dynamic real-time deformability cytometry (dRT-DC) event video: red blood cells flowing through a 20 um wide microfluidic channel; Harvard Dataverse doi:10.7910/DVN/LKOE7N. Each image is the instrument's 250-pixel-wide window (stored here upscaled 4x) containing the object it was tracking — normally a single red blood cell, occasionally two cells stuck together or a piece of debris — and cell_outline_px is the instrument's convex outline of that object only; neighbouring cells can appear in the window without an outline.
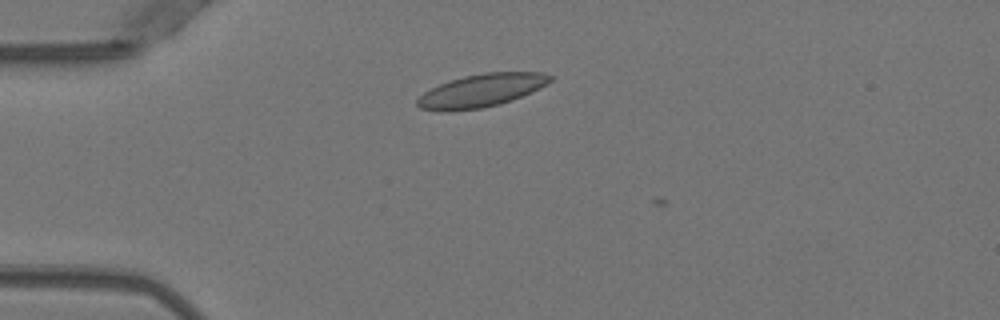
{"species": "Egyptian fruit bat (a non-hibernating species)", "species_latin": "Rousettus aegyptiacus", "temperature_condition": "warm", "stored_images_in_passage": 3, "camera_frame_rate_fps": 3000, "um_per_image_px": 0.085, "animal": {"sex": "female"}, "frame": {"image": 1, "passage_image": 1, "time_ms": 0.0, "image_size_px": [1000, 320], "cell_outline_px": [[552, 80], [548, 84], [532, 92], [512, 100], [500, 104], [480, 108], [448, 112], [444, 112], [420, 108], [416, 104], [416, 100], [424, 92], [440, 84], [464, 76], [484, 72], [544, 72], [552, 76]], "centroid_in_image_um": [40.94, 7.7], "position_along_channel_um": 44.1, "area_um2": 25.61}}